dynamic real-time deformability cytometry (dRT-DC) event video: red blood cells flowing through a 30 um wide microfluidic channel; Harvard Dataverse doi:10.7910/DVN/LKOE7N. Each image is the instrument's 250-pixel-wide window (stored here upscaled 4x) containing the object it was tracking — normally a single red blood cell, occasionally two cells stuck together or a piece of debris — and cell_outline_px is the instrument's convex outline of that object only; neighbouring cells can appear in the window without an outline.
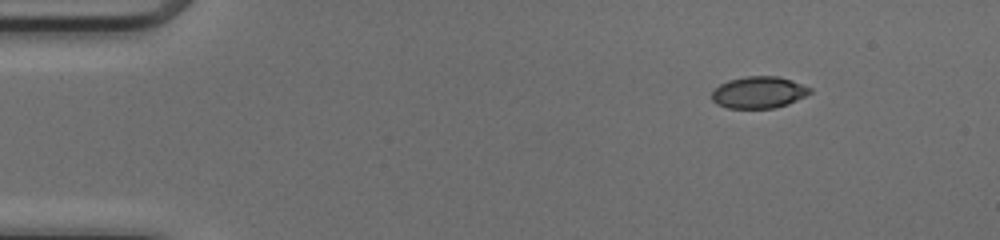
{"species": "common noctule bat (a hibernating species)", "species_latin": "Nyctalus noctula", "temperature_condition": "cold", "stored_images_in_passage": 45, "camera_frame_rate_fps": 3000, "um_per_image_px": 0.085, "animal": {"sex": "female", "body_mass_g": 17.0, "forearm_length_mm": 48.0}, "frame": {"image": 1, "passage_image": 1, "time_ms": 0.0, "image_size_px": [1000, 240], "cell_outline_px": [[812, 92], [788, 104], [776, 108], [728, 108], [716, 104], [712, 100], [712, 92], [720, 84], [728, 80], [744, 76], [776, 76], [792, 80], [812, 88]], "centroid_in_image_um": [64.49, 7.85], "position_along_channel_um": 20.5, "area_um2": 18.21}}
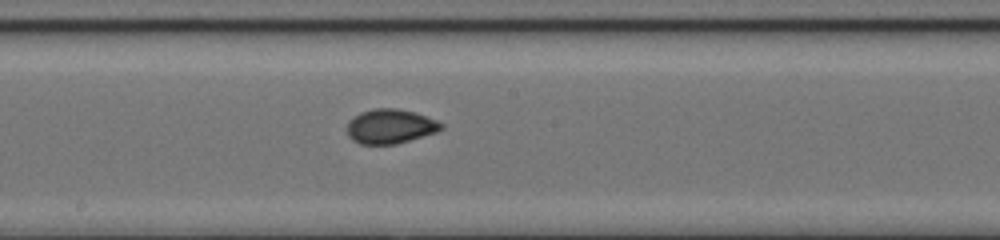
{"frame": {"image": 2, "passage_image": 22, "time_ms": 7.0, "image_size_px": [1000, 240], "cell_outline_px": [[444, 128], [436, 132], [396, 144], [360, 144], [352, 140], [348, 136], [348, 120], [360, 112], [372, 108], [396, 108], [416, 112], [436, 120], [444, 124]], "centroid_in_image_um": [33.17, 10.73], "position_along_channel_um": 215.0, "area_um2": 19.02}}
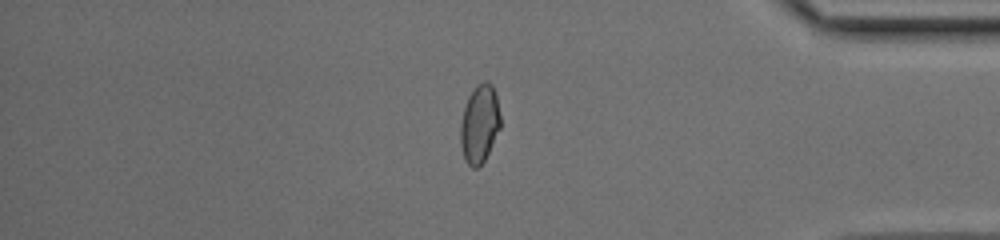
{"frame": {"image": 3, "passage_image": 37, "time_ms": 12.0, "image_size_px": [1000, 240], "cell_outline_px": [[500, 128], [484, 160], [476, 168], [472, 168], [464, 160], [460, 144], [460, 124], [464, 108], [468, 96], [476, 84], [484, 80], [488, 80], [492, 84], [496, 92], [500, 116]], "centroid_in_image_um": [40.75, 10.49], "position_along_channel_um": 394.4, "area_um2": 18.38}, "authors_computed_cell_mechanics": {"area_um2": 18.6116, "velocity_mm_per_s": 4.1352, "shape_relaxation_time_tau1_ms": 3.5941, "shape_relaxation_time_tau2_ms": 0.9664, "deformation_change_tau1": 0.1179, "deformation_change_tau2": 0.0418}}